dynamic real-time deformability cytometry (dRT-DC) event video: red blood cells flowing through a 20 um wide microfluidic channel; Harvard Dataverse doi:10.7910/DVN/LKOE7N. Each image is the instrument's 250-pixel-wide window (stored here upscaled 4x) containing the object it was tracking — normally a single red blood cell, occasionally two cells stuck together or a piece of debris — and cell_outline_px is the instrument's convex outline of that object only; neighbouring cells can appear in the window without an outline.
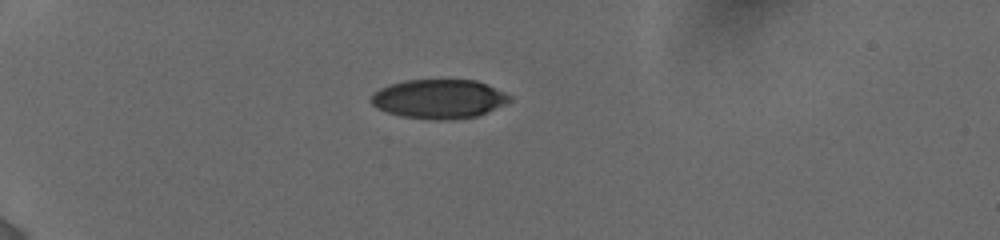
{"species": "human", "species_latin": "Homo sapiens", "temperature_condition": "cold", "stored_images_in_passage": 21, "camera_frame_rate_fps": 3000, "um_per_image_px": 0.085, "donor": {"sex": "female"}, "frame": {"image": 1, "passage_image": 1, "time_ms": 0.0, "image_size_px": [1000, 240], "cell_outline_px": [[512, 100], [488, 112], [476, 116], [452, 120], [432, 120], [400, 116], [376, 108], [368, 100], [380, 88], [404, 80], [476, 80], [504, 92], [512, 96]], "centroid_in_image_um": [37.31, 8.42], "position_along_channel_um": 47.7, "area_um2": 31.62}}
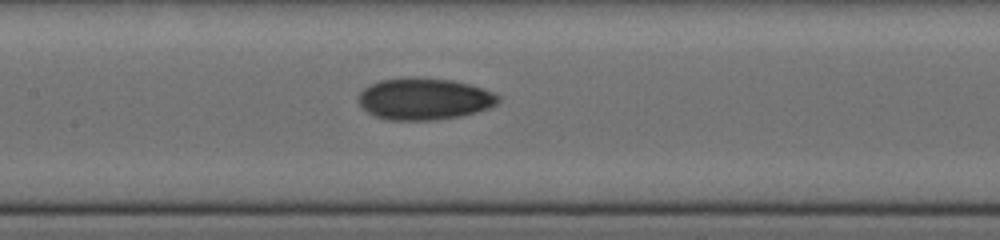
{"frame": {"image": 2, "passage_image": 12, "time_ms": 4.333, "image_size_px": [1000, 240], "cell_outline_px": [[500, 100], [496, 104], [488, 108], [476, 112], [460, 116], [432, 120], [388, 120], [376, 116], [368, 112], [360, 104], [360, 92], [364, 88], [380, 80], [452, 80], [484, 88], [500, 96]], "centroid_in_image_um": [36.11, 8.45], "position_along_channel_um": 171.3, "area_um2": 32.89}}
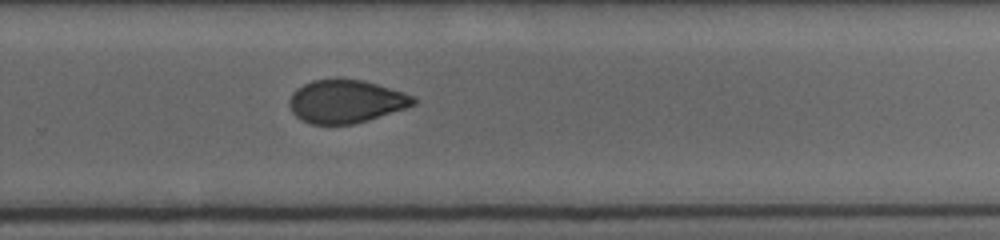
{"frame": {"image": 3, "passage_image": 21, "time_ms": 7.667, "image_size_px": [1000, 240], "cell_outline_px": [[416, 104], [368, 120], [352, 124], [308, 124], [300, 120], [292, 112], [292, 92], [296, 88], [312, 80], [364, 80], [404, 92], [416, 96]], "centroid_in_image_um": [29.43, 8.63], "position_along_channel_um": 300.4, "area_um2": 30.75}}